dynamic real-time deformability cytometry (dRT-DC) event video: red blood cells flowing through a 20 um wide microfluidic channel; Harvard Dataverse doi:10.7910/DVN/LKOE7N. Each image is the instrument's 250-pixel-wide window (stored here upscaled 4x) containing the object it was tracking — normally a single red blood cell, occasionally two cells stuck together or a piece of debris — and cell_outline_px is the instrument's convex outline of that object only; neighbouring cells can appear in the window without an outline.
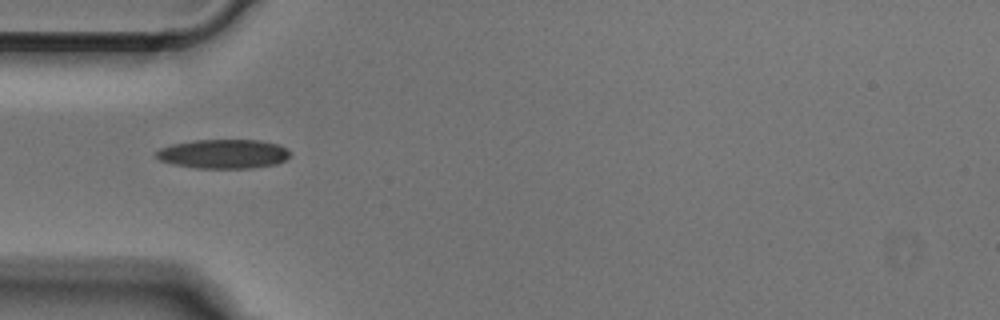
{"species": "Egyptian fruit bat (a non-hibernating species)", "species_latin": "Rousettus aegyptiacus", "temperature_condition": "cold", "stored_images_in_passage": 36, "camera_frame_rate_fps": 3000, "um_per_image_px": 0.085, "animal": {"sex": "male"}, "frame": {"image": 1, "passage_image": 1, "time_ms": 0.0, "image_size_px": [1000, 320], "cell_outline_px": [[292, 152], [284, 160], [276, 164], [252, 168], [196, 168], [172, 164], [160, 160], [156, 156], [156, 152], [160, 148], [172, 144], [192, 140], [260, 140], [276, 144], [288, 148]], "centroid_in_image_um": [18.99, 13.08], "position_along_channel_um": 66.0, "area_um2": 22.83}}
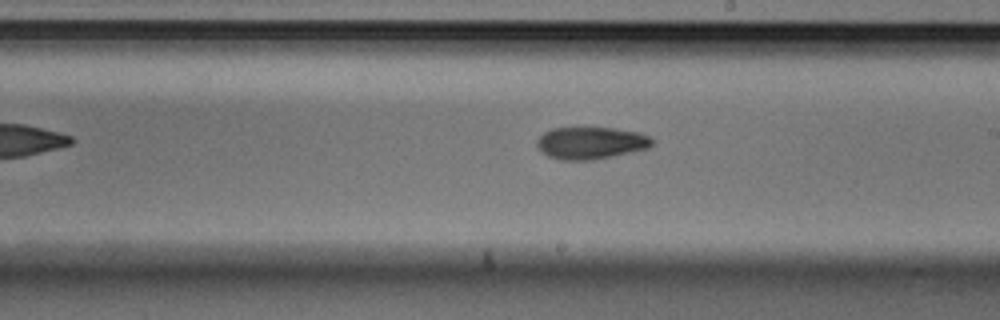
{"frame": {"image": 2, "passage_image": 14, "time_ms": 4.333, "image_size_px": [1000, 320], "cell_outline_px": [[656, 140], [648, 148], [632, 152], [596, 160], [560, 160], [548, 156], [536, 144], [536, 140], [544, 132], [552, 128], [612, 128], [636, 132], [648, 136]], "centroid_in_image_um": [50.23, 12.16], "position_along_channel_um": 238.8, "area_um2": 21.56}}
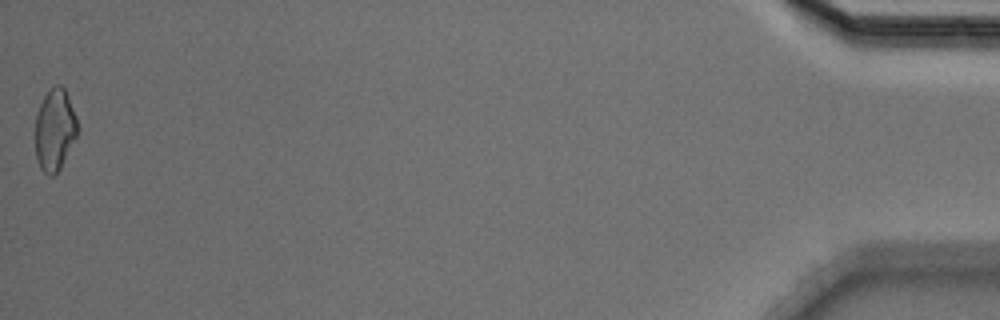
{"frame": {"image": 3, "passage_image": 36, "time_ms": 11.667, "image_size_px": [1000, 320], "cell_outline_px": [[80, 128], [60, 168], [52, 176], [48, 176], [40, 168], [36, 156], [36, 112], [44, 96], [56, 84], [60, 84], [64, 88], [68, 96], [76, 116]], "centroid_in_image_um": [4.66, 11.02], "position_along_channel_um": 430.5, "area_um2": 20.0}}